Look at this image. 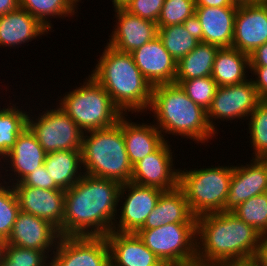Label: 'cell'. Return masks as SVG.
Returning a JSON list of instances; mask_svg holds the SVG:
<instances>
[{
	"label": "cell",
	"mask_w": 267,
	"mask_h": 266,
	"mask_svg": "<svg viewBox=\"0 0 267 266\" xmlns=\"http://www.w3.org/2000/svg\"><path fill=\"white\" fill-rule=\"evenodd\" d=\"M46 154L34 133L27 126L17 136L15 145L10 149L8 154L2 158L4 163H8L6 165H9L10 170L15 173L13 175L10 173L11 179L9 182L12 180V185L17 184L31 172L35 171L36 168L44 165ZM14 175L15 180L12 179Z\"/></svg>",
	"instance_id": "21"
},
{
	"label": "cell",
	"mask_w": 267,
	"mask_h": 266,
	"mask_svg": "<svg viewBox=\"0 0 267 266\" xmlns=\"http://www.w3.org/2000/svg\"><path fill=\"white\" fill-rule=\"evenodd\" d=\"M250 117V118H249ZM247 120L253 158H267V100H261Z\"/></svg>",
	"instance_id": "32"
},
{
	"label": "cell",
	"mask_w": 267,
	"mask_h": 266,
	"mask_svg": "<svg viewBox=\"0 0 267 266\" xmlns=\"http://www.w3.org/2000/svg\"><path fill=\"white\" fill-rule=\"evenodd\" d=\"M261 234L232 212L197 217L196 266H251Z\"/></svg>",
	"instance_id": "2"
},
{
	"label": "cell",
	"mask_w": 267,
	"mask_h": 266,
	"mask_svg": "<svg viewBox=\"0 0 267 266\" xmlns=\"http://www.w3.org/2000/svg\"><path fill=\"white\" fill-rule=\"evenodd\" d=\"M196 7H238L231 0H195Z\"/></svg>",
	"instance_id": "44"
},
{
	"label": "cell",
	"mask_w": 267,
	"mask_h": 266,
	"mask_svg": "<svg viewBox=\"0 0 267 266\" xmlns=\"http://www.w3.org/2000/svg\"><path fill=\"white\" fill-rule=\"evenodd\" d=\"M44 166L51 179L63 190L71 188L84 175L81 169V150H60L48 153Z\"/></svg>",
	"instance_id": "27"
},
{
	"label": "cell",
	"mask_w": 267,
	"mask_h": 266,
	"mask_svg": "<svg viewBox=\"0 0 267 266\" xmlns=\"http://www.w3.org/2000/svg\"><path fill=\"white\" fill-rule=\"evenodd\" d=\"M182 24L192 37L196 38L199 42H203L202 26L195 14L187 18Z\"/></svg>",
	"instance_id": "41"
},
{
	"label": "cell",
	"mask_w": 267,
	"mask_h": 266,
	"mask_svg": "<svg viewBox=\"0 0 267 266\" xmlns=\"http://www.w3.org/2000/svg\"><path fill=\"white\" fill-rule=\"evenodd\" d=\"M13 105V106H12ZM0 107V160L15 145L17 136L28 126L29 112L16 108V104Z\"/></svg>",
	"instance_id": "29"
},
{
	"label": "cell",
	"mask_w": 267,
	"mask_h": 266,
	"mask_svg": "<svg viewBox=\"0 0 267 266\" xmlns=\"http://www.w3.org/2000/svg\"><path fill=\"white\" fill-rule=\"evenodd\" d=\"M136 234L166 266H196L197 223H172Z\"/></svg>",
	"instance_id": "8"
},
{
	"label": "cell",
	"mask_w": 267,
	"mask_h": 266,
	"mask_svg": "<svg viewBox=\"0 0 267 266\" xmlns=\"http://www.w3.org/2000/svg\"><path fill=\"white\" fill-rule=\"evenodd\" d=\"M255 2L267 3V0H254V3H255Z\"/></svg>",
	"instance_id": "49"
},
{
	"label": "cell",
	"mask_w": 267,
	"mask_h": 266,
	"mask_svg": "<svg viewBox=\"0 0 267 266\" xmlns=\"http://www.w3.org/2000/svg\"><path fill=\"white\" fill-rule=\"evenodd\" d=\"M28 115V127L34 133L43 150L48 154L60 150H81L83 131L59 106Z\"/></svg>",
	"instance_id": "9"
},
{
	"label": "cell",
	"mask_w": 267,
	"mask_h": 266,
	"mask_svg": "<svg viewBox=\"0 0 267 266\" xmlns=\"http://www.w3.org/2000/svg\"><path fill=\"white\" fill-rule=\"evenodd\" d=\"M267 43V3L238 5L232 48L249 56Z\"/></svg>",
	"instance_id": "14"
},
{
	"label": "cell",
	"mask_w": 267,
	"mask_h": 266,
	"mask_svg": "<svg viewBox=\"0 0 267 266\" xmlns=\"http://www.w3.org/2000/svg\"><path fill=\"white\" fill-rule=\"evenodd\" d=\"M20 211L49 221L57 229L63 224L65 190L42 189L25 186L22 182L12 185Z\"/></svg>",
	"instance_id": "17"
},
{
	"label": "cell",
	"mask_w": 267,
	"mask_h": 266,
	"mask_svg": "<svg viewBox=\"0 0 267 266\" xmlns=\"http://www.w3.org/2000/svg\"><path fill=\"white\" fill-rule=\"evenodd\" d=\"M172 223H197V217L191 212L186 196L179 186L162 192L155 208L139 230L154 229Z\"/></svg>",
	"instance_id": "23"
},
{
	"label": "cell",
	"mask_w": 267,
	"mask_h": 266,
	"mask_svg": "<svg viewBox=\"0 0 267 266\" xmlns=\"http://www.w3.org/2000/svg\"><path fill=\"white\" fill-rule=\"evenodd\" d=\"M251 266H267V234H262L258 251Z\"/></svg>",
	"instance_id": "43"
},
{
	"label": "cell",
	"mask_w": 267,
	"mask_h": 266,
	"mask_svg": "<svg viewBox=\"0 0 267 266\" xmlns=\"http://www.w3.org/2000/svg\"><path fill=\"white\" fill-rule=\"evenodd\" d=\"M158 37L176 62L200 43L190 35L183 24L158 27Z\"/></svg>",
	"instance_id": "31"
},
{
	"label": "cell",
	"mask_w": 267,
	"mask_h": 266,
	"mask_svg": "<svg viewBox=\"0 0 267 266\" xmlns=\"http://www.w3.org/2000/svg\"><path fill=\"white\" fill-rule=\"evenodd\" d=\"M237 8L195 7V15L202 26L203 43L219 48L232 46Z\"/></svg>",
	"instance_id": "22"
},
{
	"label": "cell",
	"mask_w": 267,
	"mask_h": 266,
	"mask_svg": "<svg viewBox=\"0 0 267 266\" xmlns=\"http://www.w3.org/2000/svg\"><path fill=\"white\" fill-rule=\"evenodd\" d=\"M77 5H78V2H80L81 0H73Z\"/></svg>",
	"instance_id": "50"
},
{
	"label": "cell",
	"mask_w": 267,
	"mask_h": 266,
	"mask_svg": "<svg viewBox=\"0 0 267 266\" xmlns=\"http://www.w3.org/2000/svg\"><path fill=\"white\" fill-rule=\"evenodd\" d=\"M218 46L200 42L188 55L177 62L175 80H190L212 75Z\"/></svg>",
	"instance_id": "28"
},
{
	"label": "cell",
	"mask_w": 267,
	"mask_h": 266,
	"mask_svg": "<svg viewBox=\"0 0 267 266\" xmlns=\"http://www.w3.org/2000/svg\"><path fill=\"white\" fill-rule=\"evenodd\" d=\"M20 7V0H0V16Z\"/></svg>",
	"instance_id": "45"
},
{
	"label": "cell",
	"mask_w": 267,
	"mask_h": 266,
	"mask_svg": "<svg viewBox=\"0 0 267 266\" xmlns=\"http://www.w3.org/2000/svg\"><path fill=\"white\" fill-rule=\"evenodd\" d=\"M249 163L233 165L224 212H232L251 197L267 192V158H252Z\"/></svg>",
	"instance_id": "16"
},
{
	"label": "cell",
	"mask_w": 267,
	"mask_h": 266,
	"mask_svg": "<svg viewBox=\"0 0 267 266\" xmlns=\"http://www.w3.org/2000/svg\"><path fill=\"white\" fill-rule=\"evenodd\" d=\"M131 0H112L113 7L117 9H125Z\"/></svg>",
	"instance_id": "46"
},
{
	"label": "cell",
	"mask_w": 267,
	"mask_h": 266,
	"mask_svg": "<svg viewBox=\"0 0 267 266\" xmlns=\"http://www.w3.org/2000/svg\"><path fill=\"white\" fill-rule=\"evenodd\" d=\"M49 31L39 20L20 7L0 16L1 47H19L38 36L40 38L41 35L48 34Z\"/></svg>",
	"instance_id": "24"
},
{
	"label": "cell",
	"mask_w": 267,
	"mask_h": 266,
	"mask_svg": "<svg viewBox=\"0 0 267 266\" xmlns=\"http://www.w3.org/2000/svg\"><path fill=\"white\" fill-rule=\"evenodd\" d=\"M114 12L118 21L116 20L107 44L116 50L132 53L158 36L157 23L131 14L125 9H114Z\"/></svg>",
	"instance_id": "19"
},
{
	"label": "cell",
	"mask_w": 267,
	"mask_h": 266,
	"mask_svg": "<svg viewBox=\"0 0 267 266\" xmlns=\"http://www.w3.org/2000/svg\"><path fill=\"white\" fill-rule=\"evenodd\" d=\"M121 184L85 174L65 190L60 236H106L113 229Z\"/></svg>",
	"instance_id": "1"
},
{
	"label": "cell",
	"mask_w": 267,
	"mask_h": 266,
	"mask_svg": "<svg viewBox=\"0 0 267 266\" xmlns=\"http://www.w3.org/2000/svg\"><path fill=\"white\" fill-rule=\"evenodd\" d=\"M165 0H131L125 10L145 20L157 23Z\"/></svg>",
	"instance_id": "38"
},
{
	"label": "cell",
	"mask_w": 267,
	"mask_h": 266,
	"mask_svg": "<svg viewBox=\"0 0 267 266\" xmlns=\"http://www.w3.org/2000/svg\"><path fill=\"white\" fill-rule=\"evenodd\" d=\"M60 237L58 229L49 221L19 211L10 236L5 243L44 251L50 257L49 252H54Z\"/></svg>",
	"instance_id": "15"
},
{
	"label": "cell",
	"mask_w": 267,
	"mask_h": 266,
	"mask_svg": "<svg viewBox=\"0 0 267 266\" xmlns=\"http://www.w3.org/2000/svg\"><path fill=\"white\" fill-rule=\"evenodd\" d=\"M0 183V238L8 239L16 217L20 211L19 202L13 186ZM8 186V187H7Z\"/></svg>",
	"instance_id": "36"
},
{
	"label": "cell",
	"mask_w": 267,
	"mask_h": 266,
	"mask_svg": "<svg viewBox=\"0 0 267 266\" xmlns=\"http://www.w3.org/2000/svg\"><path fill=\"white\" fill-rule=\"evenodd\" d=\"M76 7L78 6L73 0H20V8L25 9L49 30L53 28L50 18L70 17L76 13Z\"/></svg>",
	"instance_id": "30"
},
{
	"label": "cell",
	"mask_w": 267,
	"mask_h": 266,
	"mask_svg": "<svg viewBox=\"0 0 267 266\" xmlns=\"http://www.w3.org/2000/svg\"><path fill=\"white\" fill-rule=\"evenodd\" d=\"M25 186L42 188V189H55V190H63L60 189L51 179L49 172H47L44 165L39 168H36L35 171L31 172L28 176H26L21 181Z\"/></svg>",
	"instance_id": "39"
},
{
	"label": "cell",
	"mask_w": 267,
	"mask_h": 266,
	"mask_svg": "<svg viewBox=\"0 0 267 266\" xmlns=\"http://www.w3.org/2000/svg\"><path fill=\"white\" fill-rule=\"evenodd\" d=\"M187 96L204 110H208L217 90V83L211 76L190 80H175Z\"/></svg>",
	"instance_id": "35"
},
{
	"label": "cell",
	"mask_w": 267,
	"mask_h": 266,
	"mask_svg": "<svg viewBox=\"0 0 267 266\" xmlns=\"http://www.w3.org/2000/svg\"><path fill=\"white\" fill-rule=\"evenodd\" d=\"M250 69V57L235 48H219L212 67L211 77L217 86H230L245 82ZM247 70V71H246Z\"/></svg>",
	"instance_id": "26"
},
{
	"label": "cell",
	"mask_w": 267,
	"mask_h": 266,
	"mask_svg": "<svg viewBox=\"0 0 267 266\" xmlns=\"http://www.w3.org/2000/svg\"><path fill=\"white\" fill-rule=\"evenodd\" d=\"M163 190L156 187L141 186L133 182L121 184L119 202H122L119 222L116 220L112 231L136 233L153 211ZM128 193V194H127ZM126 194V195H125ZM126 197H125V196ZM125 200V201H121Z\"/></svg>",
	"instance_id": "12"
},
{
	"label": "cell",
	"mask_w": 267,
	"mask_h": 266,
	"mask_svg": "<svg viewBox=\"0 0 267 266\" xmlns=\"http://www.w3.org/2000/svg\"><path fill=\"white\" fill-rule=\"evenodd\" d=\"M149 109L161 133L181 135L202 144L216 137L209 126L207 111L193 102L177 83L153 86Z\"/></svg>",
	"instance_id": "4"
},
{
	"label": "cell",
	"mask_w": 267,
	"mask_h": 266,
	"mask_svg": "<svg viewBox=\"0 0 267 266\" xmlns=\"http://www.w3.org/2000/svg\"><path fill=\"white\" fill-rule=\"evenodd\" d=\"M131 54L136 66L152 87L175 83L177 62L165 49L158 36Z\"/></svg>",
	"instance_id": "18"
},
{
	"label": "cell",
	"mask_w": 267,
	"mask_h": 266,
	"mask_svg": "<svg viewBox=\"0 0 267 266\" xmlns=\"http://www.w3.org/2000/svg\"><path fill=\"white\" fill-rule=\"evenodd\" d=\"M49 259L51 257L44 251L21 248L5 243L0 266H51Z\"/></svg>",
	"instance_id": "34"
},
{
	"label": "cell",
	"mask_w": 267,
	"mask_h": 266,
	"mask_svg": "<svg viewBox=\"0 0 267 266\" xmlns=\"http://www.w3.org/2000/svg\"><path fill=\"white\" fill-rule=\"evenodd\" d=\"M260 101L252 78L240 84L217 87L212 104L207 110L210 128L218 134L217 126H215L216 120L228 122L235 119H247Z\"/></svg>",
	"instance_id": "11"
},
{
	"label": "cell",
	"mask_w": 267,
	"mask_h": 266,
	"mask_svg": "<svg viewBox=\"0 0 267 266\" xmlns=\"http://www.w3.org/2000/svg\"><path fill=\"white\" fill-rule=\"evenodd\" d=\"M211 167L179 170V187L195 217L224 212L233 165Z\"/></svg>",
	"instance_id": "7"
},
{
	"label": "cell",
	"mask_w": 267,
	"mask_h": 266,
	"mask_svg": "<svg viewBox=\"0 0 267 266\" xmlns=\"http://www.w3.org/2000/svg\"><path fill=\"white\" fill-rule=\"evenodd\" d=\"M81 157L85 174L120 184L130 182L133 166L126 152L122 116L111 127L83 133Z\"/></svg>",
	"instance_id": "5"
},
{
	"label": "cell",
	"mask_w": 267,
	"mask_h": 266,
	"mask_svg": "<svg viewBox=\"0 0 267 266\" xmlns=\"http://www.w3.org/2000/svg\"><path fill=\"white\" fill-rule=\"evenodd\" d=\"M232 213L253 226L261 235L267 234V192L251 197Z\"/></svg>",
	"instance_id": "33"
},
{
	"label": "cell",
	"mask_w": 267,
	"mask_h": 266,
	"mask_svg": "<svg viewBox=\"0 0 267 266\" xmlns=\"http://www.w3.org/2000/svg\"><path fill=\"white\" fill-rule=\"evenodd\" d=\"M249 57L250 67H267V43L258 47Z\"/></svg>",
	"instance_id": "42"
},
{
	"label": "cell",
	"mask_w": 267,
	"mask_h": 266,
	"mask_svg": "<svg viewBox=\"0 0 267 266\" xmlns=\"http://www.w3.org/2000/svg\"><path fill=\"white\" fill-rule=\"evenodd\" d=\"M103 51L90 76L105 89L123 114L148 111L153 87L136 66L132 54L108 44Z\"/></svg>",
	"instance_id": "3"
},
{
	"label": "cell",
	"mask_w": 267,
	"mask_h": 266,
	"mask_svg": "<svg viewBox=\"0 0 267 266\" xmlns=\"http://www.w3.org/2000/svg\"><path fill=\"white\" fill-rule=\"evenodd\" d=\"M88 76L82 86L66 92L57 105L84 133L111 127L123 115L105 89L93 77Z\"/></svg>",
	"instance_id": "6"
},
{
	"label": "cell",
	"mask_w": 267,
	"mask_h": 266,
	"mask_svg": "<svg viewBox=\"0 0 267 266\" xmlns=\"http://www.w3.org/2000/svg\"><path fill=\"white\" fill-rule=\"evenodd\" d=\"M195 7V0H165L157 20V26L182 24L195 14Z\"/></svg>",
	"instance_id": "37"
},
{
	"label": "cell",
	"mask_w": 267,
	"mask_h": 266,
	"mask_svg": "<svg viewBox=\"0 0 267 266\" xmlns=\"http://www.w3.org/2000/svg\"><path fill=\"white\" fill-rule=\"evenodd\" d=\"M127 116L122 115V131L129 161L134 166L148 154L155 152L166 139L155 124H136L130 122Z\"/></svg>",
	"instance_id": "25"
},
{
	"label": "cell",
	"mask_w": 267,
	"mask_h": 266,
	"mask_svg": "<svg viewBox=\"0 0 267 266\" xmlns=\"http://www.w3.org/2000/svg\"><path fill=\"white\" fill-rule=\"evenodd\" d=\"M252 75L256 77L252 79V83L256 88L260 100H267V67H250Z\"/></svg>",
	"instance_id": "40"
},
{
	"label": "cell",
	"mask_w": 267,
	"mask_h": 266,
	"mask_svg": "<svg viewBox=\"0 0 267 266\" xmlns=\"http://www.w3.org/2000/svg\"><path fill=\"white\" fill-rule=\"evenodd\" d=\"M4 245H5V241L0 238V259H1L2 254H3Z\"/></svg>",
	"instance_id": "48"
},
{
	"label": "cell",
	"mask_w": 267,
	"mask_h": 266,
	"mask_svg": "<svg viewBox=\"0 0 267 266\" xmlns=\"http://www.w3.org/2000/svg\"><path fill=\"white\" fill-rule=\"evenodd\" d=\"M234 4L244 5V4H252L254 0H231Z\"/></svg>",
	"instance_id": "47"
},
{
	"label": "cell",
	"mask_w": 267,
	"mask_h": 266,
	"mask_svg": "<svg viewBox=\"0 0 267 266\" xmlns=\"http://www.w3.org/2000/svg\"><path fill=\"white\" fill-rule=\"evenodd\" d=\"M166 140L155 152L133 166L130 182L141 186L156 187L163 191L179 186V170L174 169L173 154ZM169 144V145H168Z\"/></svg>",
	"instance_id": "13"
},
{
	"label": "cell",
	"mask_w": 267,
	"mask_h": 266,
	"mask_svg": "<svg viewBox=\"0 0 267 266\" xmlns=\"http://www.w3.org/2000/svg\"><path fill=\"white\" fill-rule=\"evenodd\" d=\"M110 266H166L136 233L111 231L106 236Z\"/></svg>",
	"instance_id": "20"
},
{
	"label": "cell",
	"mask_w": 267,
	"mask_h": 266,
	"mask_svg": "<svg viewBox=\"0 0 267 266\" xmlns=\"http://www.w3.org/2000/svg\"><path fill=\"white\" fill-rule=\"evenodd\" d=\"M50 255L51 266H110L105 236H61Z\"/></svg>",
	"instance_id": "10"
}]
</instances>
